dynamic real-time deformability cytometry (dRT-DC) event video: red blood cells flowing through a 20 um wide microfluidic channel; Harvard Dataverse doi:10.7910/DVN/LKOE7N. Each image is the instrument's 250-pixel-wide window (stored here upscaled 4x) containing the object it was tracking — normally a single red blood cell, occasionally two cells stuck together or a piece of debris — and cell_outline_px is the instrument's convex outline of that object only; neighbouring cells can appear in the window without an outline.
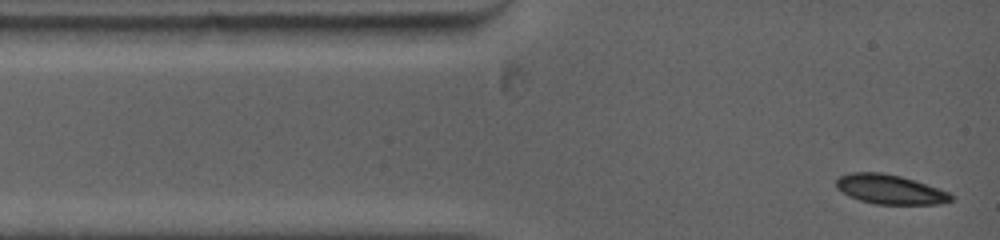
{"species": "common noctule bat (a hibernating species)", "species_latin": "Nyctalus noctula", "temperature_condition": "warm", "stored_images_in_passage": 22, "camera_frame_rate_fps": 5000, "um_per_image_px": 0.085, "animal": {"sex": "female", "body_mass_g": 19.0, "forearm_length_mm": 53.3}, "frame": {"image": 1, "passage_image": 1, "time_ms": 0.0, "image_size_px": [1000, 240], "cell_outline_px": [[956, 196], [952, 200], [940, 204], [876, 204], [860, 200], [848, 196], [840, 192], [836, 188], [836, 180], [840, 176], [852, 172], [880, 172], [900, 176], [948, 192]], "centroid_in_image_um": [75.61, 16.1], "position_along_channel_um": 9.4, "area_um2": 19.59}}
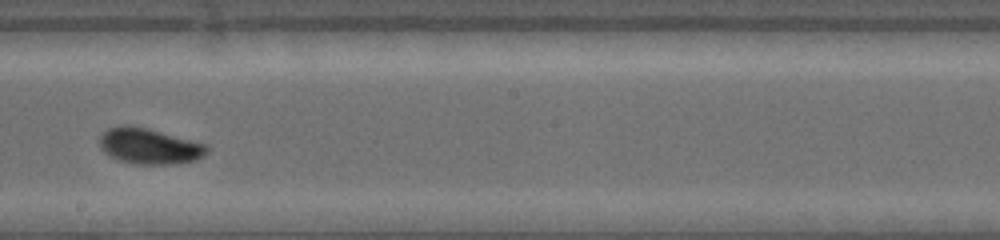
{"frame": {"image": 2, "passage_image": 13, "time_ms": 6.8, "image_size_px": [1000, 240], "cell_outline_px": [[208, 152], [204, 156], [196, 160], [172, 164], [132, 164], [116, 160], [104, 152], [100, 148], [100, 132], [108, 128], [120, 124], [132, 124], [148, 128], [208, 144]], "centroid_in_image_um": [12.66, 12.41], "position_along_channel_um": 235.5, "area_um2": 22.95}}
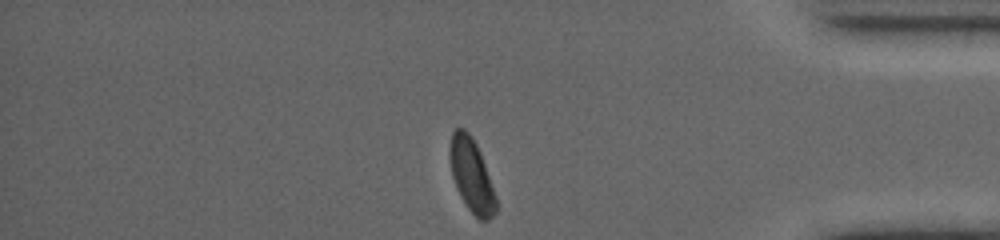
{"frame": {"image": 3, "passage_image": 22, "time_ms": 11.6, "image_size_px": [1000, 240], "cell_outline_px": [[496, 212], [488, 220], [480, 220], [468, 208], [460, 196], [456, 188], [452, 176], [448, 152], [448, 148], [452, 132], [456, 128], [464, 128], [472, 136], [480, 152], [496, 196]], "centroid_in_image_um": [40.05, 14.88], "position_along_channel_um": 395.1, "area_um2": 19.71}, "authors_computed_cell_mechanics": {"area_um2": 21.5594, "velocity_mm_per_s": 3.9234, "shape_relaxation_time_tau1_ms": 2.5188, "shape_relaxation_time_tau2_ms": null, "deformation_change_tau1": 0.1237, "deformation_change_tau2": null}}